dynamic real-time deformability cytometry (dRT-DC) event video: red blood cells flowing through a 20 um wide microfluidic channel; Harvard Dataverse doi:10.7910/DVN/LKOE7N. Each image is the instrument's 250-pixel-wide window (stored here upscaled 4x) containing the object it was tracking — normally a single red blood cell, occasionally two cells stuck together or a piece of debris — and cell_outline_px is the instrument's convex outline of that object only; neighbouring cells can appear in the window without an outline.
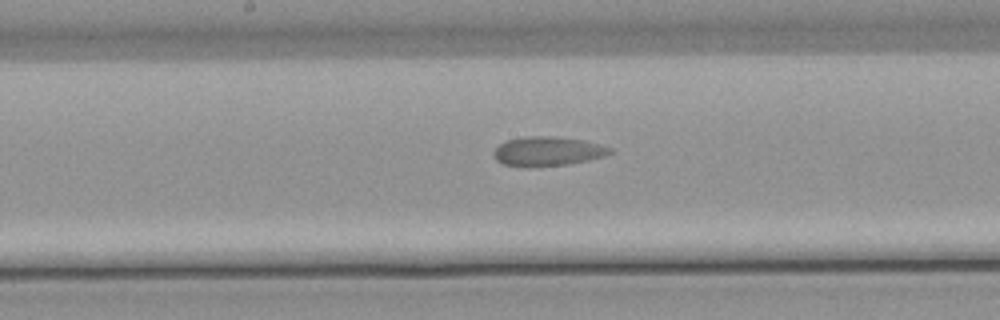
{"species": "common noctule bat (a hibernating species)", "species_latin": "Nyctalus noctula", "temperature_condition": "warm", "stored_images_in_passage": 37, "segment_of_instrument_passage": [1, 2], "camera_frame_rate_fps": 3000, "um_per_image_px": 0.085, "animal": {"sex": "male", "body_mass_g": 21.5, "forearm_length_mm": 52.0}, "frame": {"image": 1, "passage_image": 18, "time_ms": 5.667, "image_size_px": [1000, 320], "cell_outline_px": [[612, 152], [604, 156], [588, 160], [568, 164], [528, 168], [524, 168], [504, 164], [496, 160], [492, 152], [500, 144], [508, 140], [524, 136], [552, 136], [584, 140], [600, 144], [612, 148]], "centroid_in_image_um": [46.53, 12.87], "position_along_channel_um": 201.7, "area_um2": 20.06}}
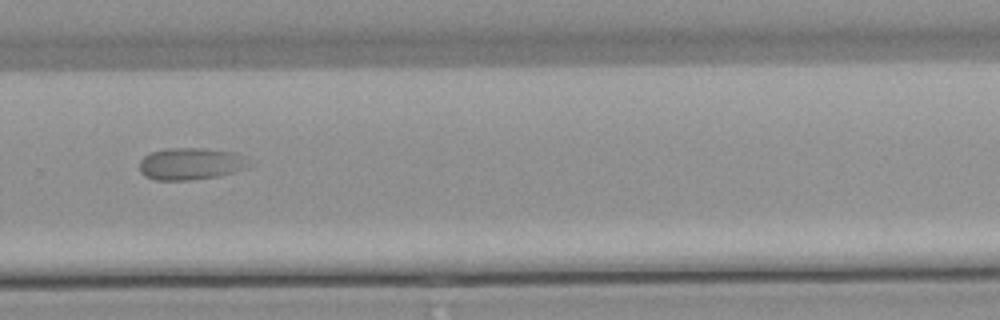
{"frame": {"image": 2, "passage_image": 27, "time_ms": 8.667, "image_size_px": [1000, 320], "cell_outline_px": [[248, 160], [244, 168], [232, 172], [216, 176], [188, 180], [156, 180], [144, 176], [140, 172], [140, 160], [144, 156], [152, 152], [168, 148], [204, 148], [236, 152], [244, 156]], "centroid_in_image_um": [16.16, 13.91], "position_along_channel_um": 313.6, "area_um2": 20.23}}
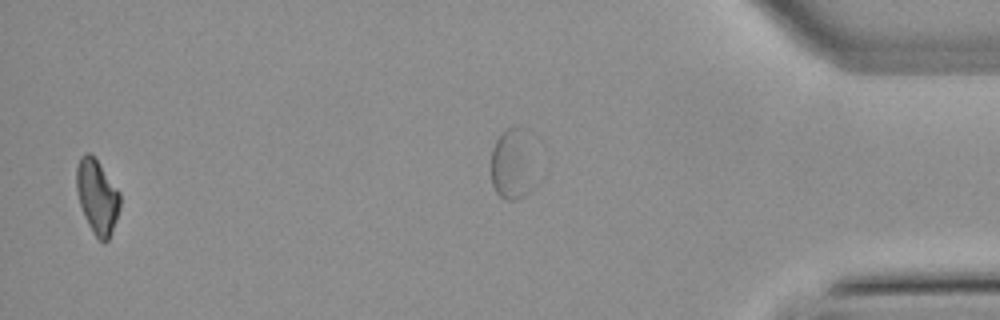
{"frame": {"image": 3, "passage_image": 35, "time_ms": 11.333, "image_size_px": [1000, 320], "cell_outline_px": [[120, 208], [112, 232], [108, 240], [104, 244], [92, 232], [84, 216], [80, 204], [76, 188], [76, 168], [80, 156], [84, 152], [88, 152], [96, 160], [120, 192]], "centroid_in_image_um": [8.25, 16.73], "position_along_channel_um": 426.9, "area_um2": 18.79}}